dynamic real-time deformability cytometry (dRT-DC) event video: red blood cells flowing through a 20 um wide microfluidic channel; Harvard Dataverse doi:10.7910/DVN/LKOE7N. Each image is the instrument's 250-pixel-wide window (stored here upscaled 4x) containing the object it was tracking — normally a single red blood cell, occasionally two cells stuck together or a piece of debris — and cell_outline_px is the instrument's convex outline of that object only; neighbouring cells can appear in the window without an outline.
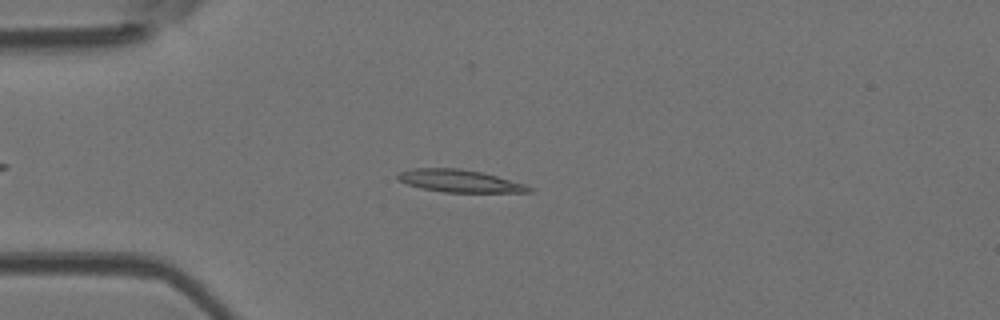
{"species": "Egyptian fruit bat (a non-hibernating species)", "species_latin": "Rousettus aegyptiacus", "temperature_condition": "room temperature", "stored_images_in_passage": 46, "camera_frame_rate_fps": 3000, "um_per_image_px": 0.085, "animal": {"sex": "female"}, "frame": {"image": 1, "passage_image": 9, "time_ms": 2.667, "image_size_px": [1000, 320], "cell_outline_px": [[532, 192], [444, 192], [424, 188], [408, 184], [396, 180], [396, 176], [400, 172], [412, 168], [460, 168], [480, 172], [496, 176], [524, 184], [532, 188]], "centroid_in_image_um": [39.03, 15.37], "position_along_channel_um": 46.0, "area_um2": 16.94}}
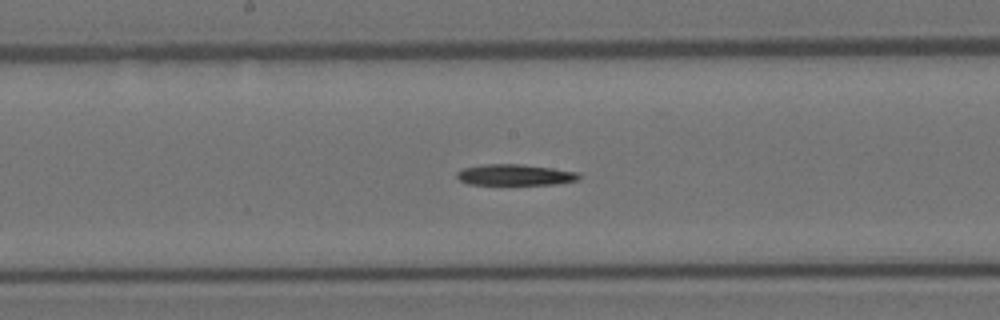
{"frame": {"image": 2, "passage_image": 22, "time_ms": 7.0, "image_size_px": [1000, 320], "cell_outline_px": [[580, 180], [556, 184], [468, 184], [460, 180], [456, 176], [456, 172], [464, 168], [484, 164], [520, 164], [552, 168], [580, 172]], "centroid_in_image_um": [43.81, 14.86], "position_along_channel_um": 204.4, "area_um2": 14.97}}
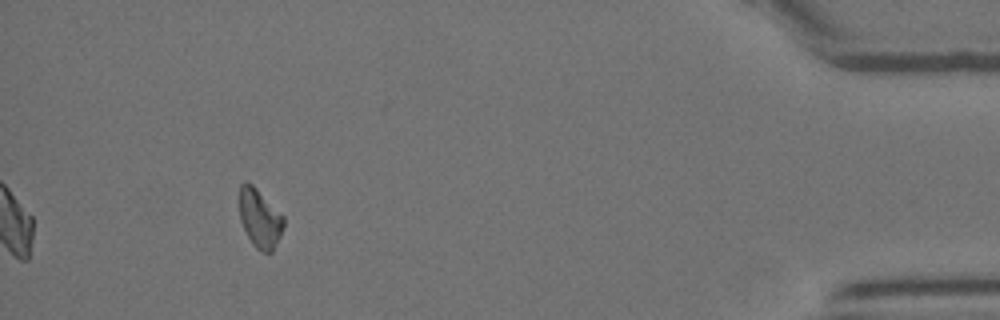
{"frame": {"image": 3, "passage_image": 42, "time_ms": 13.667, "image_size_px": [1000, 320], "cell_outline_px": [[284, 228], [272, 252], [264, 252], [256, 248], [252, 244], [240, 220], [240, 184], [252, 184], [284, 216]], "centroid_in_image_um": [22.1, 18.59], "position_along_channel_um": 413.1, "area_um2": 14.85}}